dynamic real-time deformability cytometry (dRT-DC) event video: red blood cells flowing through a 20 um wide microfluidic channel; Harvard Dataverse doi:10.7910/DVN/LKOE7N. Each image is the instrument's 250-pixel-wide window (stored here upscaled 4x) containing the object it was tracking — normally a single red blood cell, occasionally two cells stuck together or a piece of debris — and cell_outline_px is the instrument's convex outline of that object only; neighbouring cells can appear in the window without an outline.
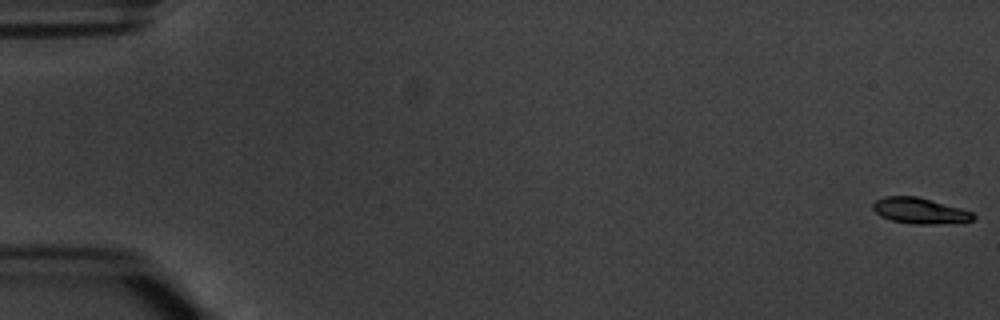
{"species": "common noctule bat (a hibernating species)", "species_latin": "Nyctalus noctula", "temperature_condition": "warm", "stored_images_in_passage": 7, "camera_frame_rate_fps": 3000, "um_per_image_px": 0.085, "animal": {"sex": "male", "body_mass_g": 20.1, "forearm_length_mm": 53.5}, "frame": {"image": 1, "passage_image": 1, "time_ms": 0.0, "image_size_px": [1000, 320], "cell_outline_px": [[976, 216], [972, 220], [964, 224], [912, 224], [892, 220], [880, 216], [872, 208], [872, 204], [876, 200], [884, 196], [916, 196], [960, 208], [972, 212]], "centroid_in_image_um": [78.22, 17.94], "position_along_channel_um": 6.8, "area_um2": 15.32}}
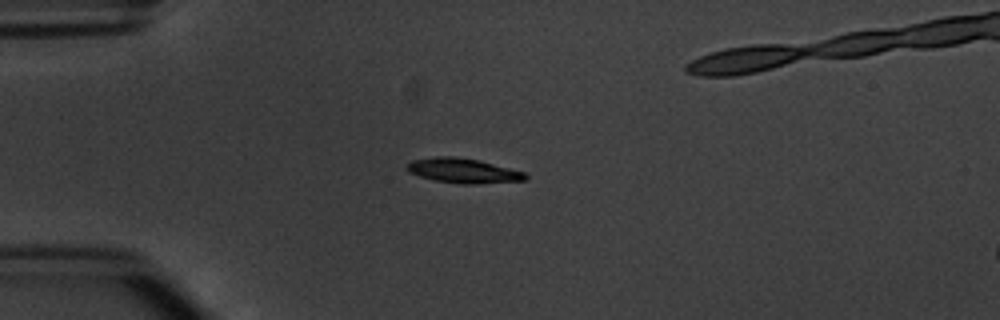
{"frame": {"image": 2, "passage_image": 5, "time_ms": 4.667, "image_size_px": [1000, 320], "cell_outline_px": [[528, 176], [524, 180], [468, 184], [464, 184], [436, 180], [420, 176], [408, 172], [404, 168], [412, 160], [436, 156], [456, 156], [480, 160], [524, 172]], "centroid_in_image_um": [39.33, 14.49], "position_along_channel_um": 45.7, "area_um2": 16.88}}